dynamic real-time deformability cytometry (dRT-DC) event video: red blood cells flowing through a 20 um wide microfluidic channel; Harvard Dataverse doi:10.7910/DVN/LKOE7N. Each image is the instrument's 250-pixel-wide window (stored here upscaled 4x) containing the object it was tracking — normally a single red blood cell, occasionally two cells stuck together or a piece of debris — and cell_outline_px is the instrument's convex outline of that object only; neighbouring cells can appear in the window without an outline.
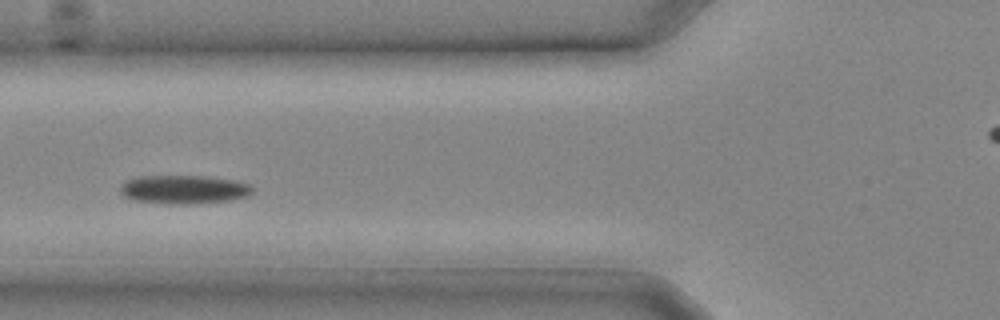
{"species": "common noctule bat (a hibernating species)", "species_latin": "Nyctalus noctula", "temperature_condition": "cold", "stored_images_in_passage": 10, "camera_frame_rate_fps": 3000, "um_per_image_px": 0.085, "animal": {"sex": "male", "body_mass_g": 20.4}, "frame": {"image": 1, "passage_image": 7, "time_ms": 2.0, "image_size_px": [1000, 320], "cell_outline_px": [[252, 192], [248, 196], [232, 200], [188, 204], [168, 204], [132, 200], [124, 196], [120, 192], [120, 188], [128, 180], [144, 176], [208, 176], [236, 180], [248, 184], [252, 188]], "centroid_in_image_um": [15.66, 16.11], "position_along_channel_um": 110.1, "area_um2": 22.02}}
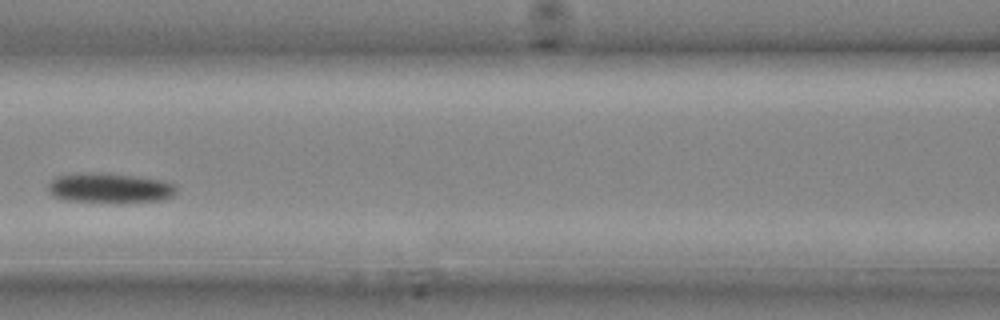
{"frame": {"image": 2, "passage_image": 9, "time_ms": 2.667, "image_size_px": [1000, 320], "cell_outline_px": [[176, 192], [172, 196], [164, 200], [120, 204], [112, 204], [64, 200], [52, 196], [48, 192], [48, 184], [56, 176], [88, 172], [104, 172], [164, 180], [172, 184], [176, 188]], "centroid_in_image_um": [9.31, 16.01], "position_along_channel_um": 157.3, "area_um2": 23.18}}